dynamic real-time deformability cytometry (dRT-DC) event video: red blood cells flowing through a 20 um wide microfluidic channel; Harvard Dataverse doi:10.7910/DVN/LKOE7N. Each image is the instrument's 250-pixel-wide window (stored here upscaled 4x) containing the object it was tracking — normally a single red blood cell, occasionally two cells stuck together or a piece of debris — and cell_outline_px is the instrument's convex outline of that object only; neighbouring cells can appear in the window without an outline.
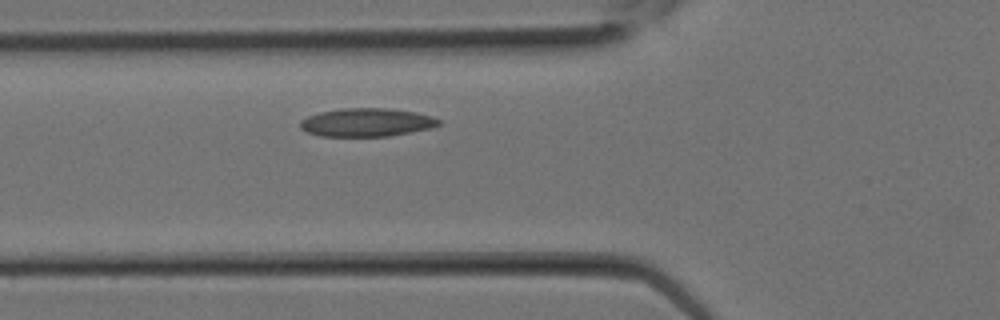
{"species": "Egyptian fruit bat (a non-hibernating species)", "species_latin": "Rousettus aegyptiacus", "temperature_condition": "room temperature", "stored_images_in_passage": 5, "camera_frame_rate_fps": 3000, "um_per_image_px": 0.085, "animal": {"sex": "female"}, "frame": {"image": 1, "passage_image": 5, "time_ms": 1.333, "image_size_px": [1000, 320], "cell_outline_px": [[440, 124], [432, 128], [388, 136], [320, 136], [308, 132], [300, 128], [300, 120], [308, 116], [320, 112], [344, 108], [384, 108], [416, 112], [432, 116], [440, 120]], "centroid_in_image_um": [31.17, 10.4], "position_along_channel_um": 94.6, "area_um2": 22.77}}